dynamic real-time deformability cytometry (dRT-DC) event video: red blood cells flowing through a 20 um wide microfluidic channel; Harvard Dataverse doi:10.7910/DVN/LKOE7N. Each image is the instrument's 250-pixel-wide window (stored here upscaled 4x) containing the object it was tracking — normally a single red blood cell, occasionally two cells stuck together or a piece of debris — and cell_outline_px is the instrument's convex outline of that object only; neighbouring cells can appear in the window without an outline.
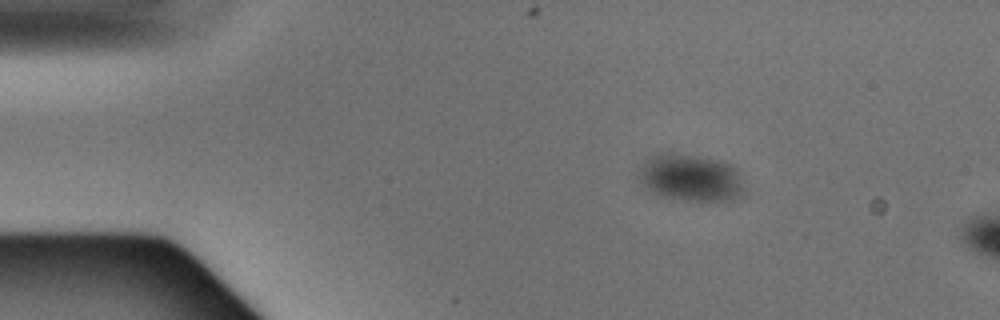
{"species": "Egyptian fruit bat (a non-hibernating species)", "species_latin": "Rousettus aegyptiacus", "temperature_condition": "warm", "stored_images_in_passage": 3, "camera_frame_rate_fps": 3000, "um_per_image_px": 0.085, "animal": {"sex": "male"}, "frame": {"image": 1, "passage_image": 1, "time_ms": 0.0, "image_size_px": [1000, 320], "cell_outline_px": [[744, 192], [732, 200], [684, 200], [660, 196], [652, 192], [640, 180], [640, 172], [644, 160], [648, 156], [656, 152], [672, 152], [700, 156], [720, 160], [732, 164], [740, 172]], "centroid_in_image_um": [58.71, 15.06], "position_along_channel_um": 26.3, "area_um2": 29.19}}